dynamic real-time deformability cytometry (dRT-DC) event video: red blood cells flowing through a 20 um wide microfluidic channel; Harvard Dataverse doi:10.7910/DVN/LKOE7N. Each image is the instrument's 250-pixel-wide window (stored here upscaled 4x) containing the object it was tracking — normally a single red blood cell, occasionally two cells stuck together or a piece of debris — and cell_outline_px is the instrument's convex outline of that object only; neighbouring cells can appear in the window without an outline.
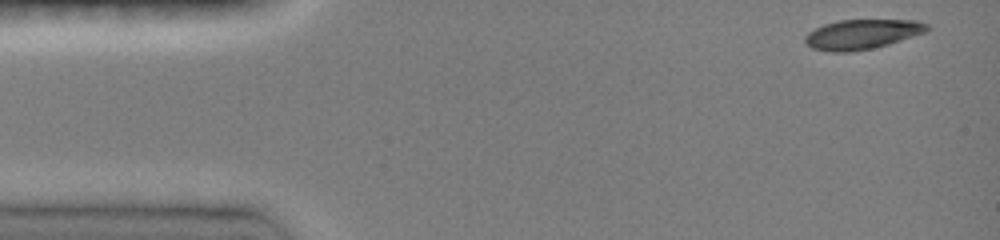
{"species": "common noctule bat (a hibernating species)", "species_latin": "Nyctalus noctula", "temperature_condition": "room temperature", "stored_images_in_passage": 48, "camera_frame_rate_fps": 3000, "um_per_image_px": 0.085, "animal": {"sex": "female", "body_mass_g": 19.0, "forearm_length_mm": 51.5}, "frame": {"image": 1, "passage_image": 1, "time_ms": 0.0, "image_size_px": [1000, 240], "cell_outline_px": [[928, 28], [924, 32], [888, 44], [872, 48], [848, 52], [832, 52], [812, 48], [804, 40], [804, 36], [808, 32], [824, 24], [840, 20], [916, 20], [928, 24]], "centroid_in_image_um": [73.24, 2.91], "position_along_channel_um": 11.8, "area_um2": 20.87}}
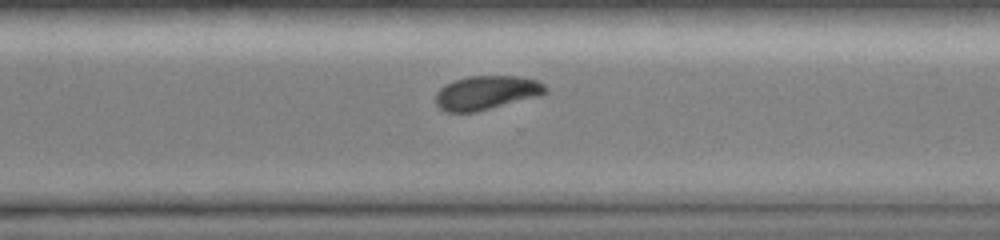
{"frame": {"image": 2, "passage_image": 36, "time_ms": 10.333, "image_size_px": [1000, 240], "cell_outline_px": [[548, 88], [540, 96], [476, 112], [444, 112], [436, 104], [436, 92], [444, 84], [452, 80], [468, 76], [520, 76], [536, 80], [544, 84]], "centroid_in_image_um": [41.32, 7.88], "position_along_channel_um": 329.3, "area_um2": 21.91}}
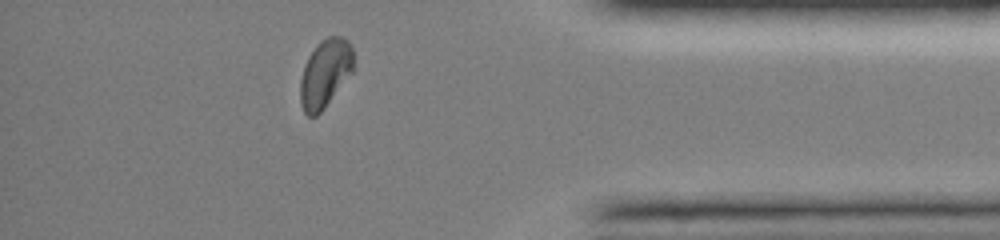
{"frame": {"image": 3, "passage_image": 44, "time_ms": 12.667, "image_size_px": [1000, 240], "cell_outline_px": [[352, 72], [324, 108], [316, 116], [308, 116], [304, 112], [300, 104], [300, 80], [304, 64], [308, 56], [316, 44], [328, 36], [344, 36], [348, 40], [352, 48]], "centroid_in_image_um": [27.6, 6.22], "position_along_channel_um": 407.6, "area_um2": 21.1}, "authors_computed_cell_mechanics": {"area_um2": 21.964, "velocity_mm_per_s": 4.0687, "shape_relaxation_time_tau1_ms": 3.8005, "shape_relaxation_time_tau2_ms": null, "deformation_change_tau1": 0.1372, "deformation_change_tau2": null}}